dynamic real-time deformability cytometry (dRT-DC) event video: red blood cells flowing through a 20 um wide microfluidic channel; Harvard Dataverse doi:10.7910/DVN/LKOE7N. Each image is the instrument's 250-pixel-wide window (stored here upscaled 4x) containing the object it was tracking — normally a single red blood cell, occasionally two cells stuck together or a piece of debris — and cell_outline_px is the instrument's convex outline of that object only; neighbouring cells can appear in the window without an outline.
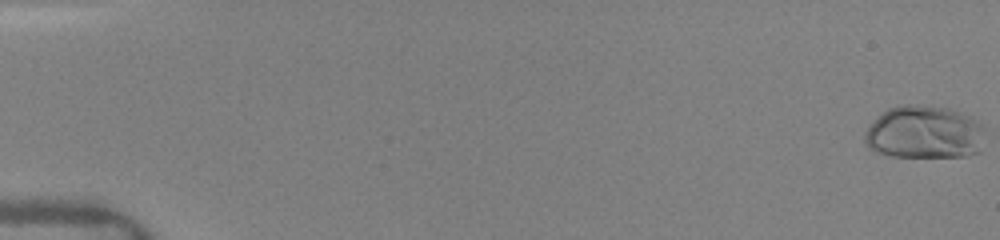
{"species": "human", "species_latin": "Homo sapiens", "temperature_condition": "warm", "stored_images_in_passage": 9, "camera_frame_rate_fps": 3000, "um_per_image_px": 0.085, "donor": {"sex": "female"}, "frame": {"image": 1, "passage_image": 1, "time_ms": 0.0, "image_size_px": [1000, 240], "cell_outline_px": [[984, 128], [980, 152], [968, 156], [892, 156], [876, 152], [868, 148], [864, 140], [864, 132], [888, 108], [904, 104], [912, 104], [948, 108], [972, 116]], "centroid_in_image_um": [78.58, 11.25], "position_along_channel_um": 6.4, "area_um2": 37.05}}
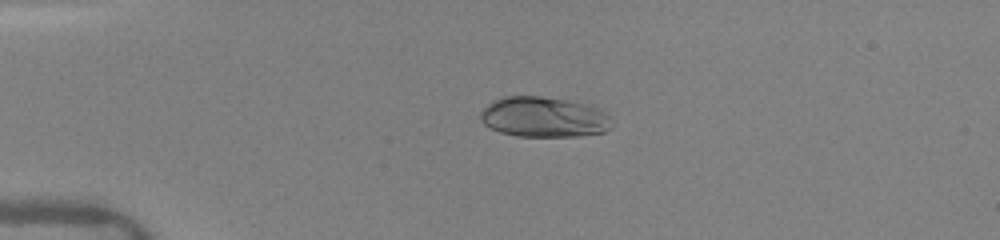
{"frame": {"image": 2, "passage_image": 6, "time_ms": 4.0, "image_size_px": [1000, 240], "cell_outline_px": [[616, 124], [612, 128], [604, 132], [580, 136], [516, 136], [500, 132], [484, 124], [480, 120], [480, 112], [488, 104], [504, 96], [540, 96], [568, 100], [588, 104], [600, 108], [608, 112]], "centroid_in_image_um": [46.32, 9.95], "position_along_channel_um": 38.7, "area_um2": 31.39}}
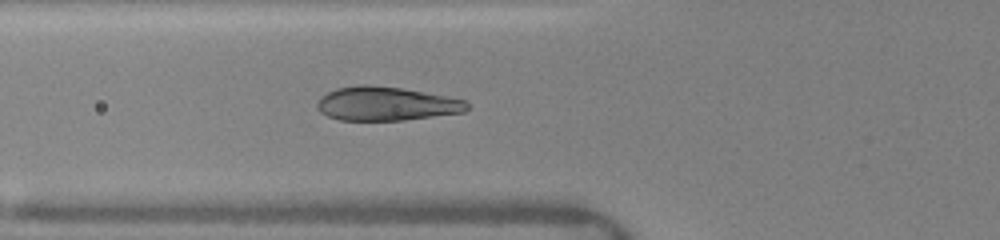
{"frame": {"image": 3, "passage_image": 9, "time_ms": 6.333, "image_size_px": [1000, 240], "cell_outline_px": [[468, 108], [464, 112], [404, 120], [340, 120], [328, 116], [320, 112], [316, 108], [316, 104], [320, 96], [336, 88], [360, 84], [368, 84], [404, 88], [468, 100]], "centroid_in_image_um": [32.81, 8.8], "position_along_channel_um": 93.0, "area_um2": 29.82}}